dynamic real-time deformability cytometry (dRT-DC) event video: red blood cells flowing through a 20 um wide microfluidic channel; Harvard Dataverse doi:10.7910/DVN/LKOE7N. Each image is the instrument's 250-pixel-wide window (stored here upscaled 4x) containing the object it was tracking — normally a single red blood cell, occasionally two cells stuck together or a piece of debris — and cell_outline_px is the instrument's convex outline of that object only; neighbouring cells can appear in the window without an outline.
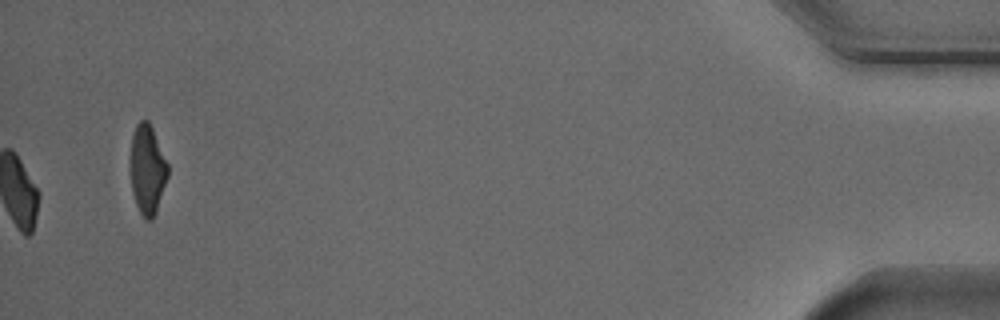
{"species": "Egyptian fruit bat (a non-hibernating species)", "species_latin": "Rousettus aegyptiacus", "temperature_condition": "cold", "stored_images_in_passage": 54, "camera_frame_rate_fps": 3000, "um_per_image_px": 0.085, "animal": {"sex": "male"}, "frame": {"image": 1, "passage_image": 54, "time_ms": 17.667, "image_size_px": [1000, 320], "cell_outline_px": [[168, 176], [156, 212], [152, 220], [144, 220], [136, 204], [132, 192], [132, 136], [136, 124], [140, 120], [148, 120], [152, 128], [168, 164]], "centroid_in_image_um": [12.55, 14.43], "position_along_channel_um": 422.7, "area_um2": 19.07}, "authors_computed_cell_mechanics": {"area_um2": 19.3341, "velocity_mm_per_s": 3.755, "shape_relaxation_time_tau1_ms": 2.4281, "shape_relaxation_time_tau2_ms": null, "deformation_change_tau1": 0.1169, "deformation_change_tau2": null}}